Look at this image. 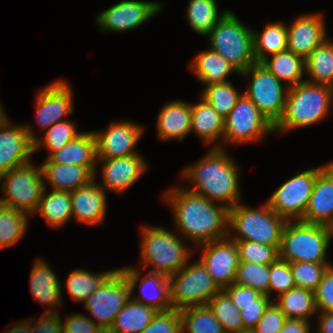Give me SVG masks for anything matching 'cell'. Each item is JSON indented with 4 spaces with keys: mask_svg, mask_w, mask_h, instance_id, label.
<instances>
[{
    "mask_svg": "<svg viewBox=\"0 0 333 333\" xmlns=\"http://www.w3.org/2000/svg\"><path fill=\"white\" fill-rule=\"evenodd\" d=\"M174 214L178 234L197 246L228 237V210L225 206L173 186L163 194ZM217 204V205H216Z\"/></svg>",
    "mask_w": 333,
    "mask_h": 333,
    "instance_id": "obj_1",
    "label": "cell"
},
{
    "mask_svg": "<svg viewBox=\"0 0 333 333\" xmlns=\"http://www.w3.org/2000/svg\"><path fill=\"white\" fill-rule=\"evenodd\" d=\"M227 153L221 148H210L200 161L181 173L183 180L192 184L185 189L230 209L241 202L240 172L235 159Z\"/></svg>",
    "mask_w": 333,
    "mask_h": 333,
    "instance_id": "obj_2",
    "label": "cell"
},
{
    "mask_svg": "<svg viewBox=\"0 0 333 333\" xmlns=\"http://www.w3.org/2000/svg\"><path fill=\"white\" fill-rule=\"evenodd\" d=\"M332 103V87L307 81L298 83L288 89L284 112L274 131L285 133L314 125L328 115Z\"/></svg>",
    "mask_w": 333,
    "mask_h": 333,
    "instance_id": "obj_3",
    "label": "cell"
},
{
    "mask_svg": "<svg viewBox=\"0 0 333 333\" xmlns=\"http://www.w3.org/2000/svg\"><path fill=\"white\" fill-rule=\"evenodd\" d=\"M141 265L152 266L151 272L162 273L171 276L177 273L192 256L191 248L183 242L182 237L177 236L167 229L154 226L141 227ZM183 240V241H182Z\"/></svg>",
    "mask_w": 333,
    "mask_h": 333,
    "instance_id": "obj_4",
    "label": "cell"
},
{
    "mask_svg": "<svg viewBox=\"0 0 333 333\" xmlns=\"http://www.w3.org/2000/svg\"><path fill=\"white\" fill-rule=\"evenodd\" d=\"M333 231L323 225L301 220L287 221L282 231L279 258L291 262H327L326 252Z\"/></svg>",
    "mask_w": 333,
    "mask_h": 333,
    "instance_id": "obj_5",
    "label": "cell"
},
{
    "mask_svg": "<svg viewBox=\"0 0 333 333\" xmlns=\"http://www.w3.org/2000/svg\"><path fill=\"white\" fill-rule=\"evenodd\" d=\"M286 222L266 202L260 209L247 207L239 202L228 210V237L234 241L280 245ZM232 230L236 231L235 236L231 235Z\"/></svg>",
    "mask_w": 333,
    "mask_h": 333,
    "instance_id": "obj_6",
    "label": "cell"
},
{
    "mask_svg": "<svg viewBox=\"0 0 333 333\" xmlns=\"http://www.w3.org/2000/svg\"><path fill=\"white\" fill-rule=\"evenodd\" d=\"M209 49L226 59L239 74L256 63L253 53V30L228 10L206 35Z\"/></svg>",
    "mask_w": 333,
    "mask_h": 333,
    "instance_id": "obj_7",
    "label": "cell"
},
{
    "mask_svg": "<svg viewBox=\"0 0 333 333\" xmlns=\"http://www.w3.org/2000/svg\"><path fill=\"white\" fill-rule=\"evenodd\" d=\"M0 183L3 185L2 192L5 193L4 196H0V205L34 217L45 189L41 166L36 167L30 162L14 168L0 175Z\"/></svg>",
    "mask_w": 333,
    "mask_h": 333,
    "instance_id": "obj_8",
    "label": "cell"
},
{
    "mask_svg": "<svg viewBox=\"0 0 333 333\" xmlns=\"http://www.w3.org/2000/svg\"><path fill=\"white\" fill-rule=\"evenodd\" d=\"M172 309L205 306L221 289L214 282L200 260L187 263L177 273L169 276Z\"/></svg>",
    "mask_w": 333,
    "mask_h": 333,
    "instance_id": "obj_9",
    "label": "cell"
},
{
    "mask_svg": "<svg viewBox=\"0 0 333 333\" xmlns=\"http://www.w3.org/2000/svg\"><path fill=\"white\" fill-rule=\"evenodd\" d=\"M243 77H251L247 89L243 92L275 126L280 120L288 92L283 83L278 80L264 65L254 63L240 74Z\"/></svg>",
    "mask_w": 333,
    "mask_h": 333,
    "instance_id": "obj_10",
    "label": "cell"
},
{
    "mask_svg": "<svg viewBox=\"0 0 333 333\" xmlns=\"http://www.w3.org/2000/svg\"><path fill=\"white\" fill-rule=\"evenodd\" d=\"M273 132L274 126L243 93L224 119L222 142L236 145L260 142L266 134Z\"/></svg>",
    "mask_w": 333,
    "mask_h": 333,
    "instance_id": "obj_11",
    "label": "cell"
},
{
    "mask_svg": "<svg viewBox=\"0 0 333 333\" xmlns=\"http://www.w3.org/2000/svg\"><path fill=\"white\" fill-rule=\"evenodd\" d=\"M131 299L130 285L116 270L83 303L85 309L94 316L93 321L100 329L110 330L116 315Z\"/></svg>",
    "mask_w": 333,
    "mask_h": 333,
    "instance_id": "obj_12",
    "label": "cell"
},
{
    "mask_svg": "<svg viewBox=\"0 0 333 333\" xmlns=\"http://www.w3.org/2000/svg\"><path fill=\"white\" fill-rule=\"evenodd\" d=\"M326 166L304 170L284 182L266 203L286 221L302 220L317 174Z\"/></svg>",
    "mask_w": 333,
    "mask_h": 333,
    "instance_id": "obj_13",
    "label": "cell"
},
{
    "mask_svg": "<svg viewBox=\"0 0 333 333\" xmlns=\"http://www.w3.org/2000/svg\"><path fill=\"white\" fill-rule=\"evenodd\" d=\"M162 8L160 2L121 0L100 12L95 19L103 31L128 32L146 23Z\"/></svg>",
    "mask_w": 333,
    "mask_h": 333,
    "instance_id": "obj_14",
    "label": "cell"
},
{
    "mask_svg": "<svg viewBox=\"0 0 333 333\" xmlns=\"http://www.w3.org/2000/svg\"><path fill=\"white\" fill-rule=\"evenodd\" d=\"M37 139L31 125H12L7 118L0 126V175L32 162Z\"/></svg>",
    "mask_w": 333,
    "mask_h": 333,
    "instance_id": "obj_15",
    "label": "cell"
},
{
    "mask_svg": "<svg viewBox=\"0 0 333 333\" xmlns=\"http://www.w3.org/2000/svg\"><path fill=\"white\" fill-rule=\"evenodd\" d=\"M145 128L132 121H112L105 131H93L96 140L97 159L140 154L135 146L142 137Z\"/></svg>",
    "mask_w": 333,
    "mask_h": 333,
    "instance_id": "obj_16",
    "label": "cell"
},
{
    "mask_svg": "<svg viewBox=\"0 0 333 333\" xmlns=\"http://www.w3.org/2000/svg\"><path fill=\"white\" fill-rule=\"evenodd\" d=\"M199 259L217 286L223 290L234 284L239 256L236 242L229 237L199 245Z\"/></svg>",
    "mask_w": 333,
    "mask_h": 333,
    "instance_id": "obj_17",
    "label": "cell"
},
{
    "mask_svg": "<svg viewBox=\"0 0 333 333\" xmlns=\"http://www.w3.org/2000/svg\"><path fill=\"white\" fill-rule=\"evenodd\" d=\"M119 270L130 285L131 299L133 301L151 306L157 311L172 309L170 301V281L168 276L151 271H148L145 276H141V271L134 266H125L119 268ZM139 283L140 294H142V296L139 295L136 297L134 296V290H136V285H139Z\"/></svg>",
    "mask_w": 333,
    "mask_h": 333,
    "instance_id": "obj_18",
    "label": "cell"
},
{
    "mask_svg": "<svg viewBox=\"0 0 333 333\" xmlns=\"http://www.w3.org/2000/svg\"><path fill=\"white\" fill-rule=\"evenodd\" d=\"M73 95L70 85L61 79L40 90L35 102V117L41 129L46 131L53 124L64 120V116L72 114Z\"/></svg>",
    "mask_w": 333,
    "mask_h": 333,
    "instance_id": "obj_19",
    "label": "cell"
},
{
    "mask_svg": "<svg viewBox=\"0 0 333 333\" xmlns=\"http://www.w3.org/2000/svg\"><path fill=\"white\" fill-rule=\"evenodd\" d=\"M103 163L101 168L102 183H98L105 191L124 193L130 189L143 175L148 164L140 154L111 159H97Z\"/></svg>",
    "mask_w": 333,
    "mask_h": 333,
    "instance_id": "obj_20",
    "label": "cell"
},
{
    "mask_svg": "<svg viewBox=\"0 0 333 333\" xmlns=\"http://www.w3.org/2000/svg\"><path fill=\"white\" fill-rule=\"evenodd\" d=\"M287 27V50L304 60L327 37L323 13L301 14Z\"/></svg>",
    "mask_w": 333,
    "mask_h": 333,
    "instance_id": "obj_21",
    "label": "cell"
},
{
    "mask_svg": "<svg viewBox=\"0 0 333 333\" xmlns=\"http://www.w3.org/2000/svg\"><path fill=\"white\" fill-rule=\"evenodd\" d=\"M94 175L88 185L70 192L72 218L77 223L86 225L102 224L107 212L106 191L98 185Z\"/></svg>",
    "mask_w": 333,
    "mask_h": 333,
    "instance_id": "obj_22",
    "label": "cell"
},
{
    "mask_svg": "<svg viewBox=\"0 0 333 333\" xmlns=\"http://www.w3.org/2000/svg\"><path fill=\"white\" fill-rule=\"evenodd\" d=\"M301 221L327 227L333 223V163H327L317 174Z\"/></svg>",
    "mask_w": 333,
    "mask_h": 333,
    "instance_id": "obj_23",
    "label": "cell"
},
{
    "mask_svg": "<svg viewBox=\"0 0 333 333\" xmlns=\"http://www.w3.org/2000/svg\"><path fill=\"white\" fill-rule=\"evenodd\" d=\"M62 288L58 276L44 259H35L30 273V291L34 300L49 307L46 313H59ZM55 308V309H54Z\"/></svg>",
    "mask_w": 333,
    "mask_h": 333,
    "instance_id": "obj_24",
    "label": "cell"
},
{
    "mask_svg": "<svg viewBox=\"0 0 333 333\" xmlns=\"http://www.w3.org/2000/svg\"><path fill=\"white\" fill-rule=\"evenodd\" d=\"M157 137L162 141H182L190 133L191 103L173 100L165 104L156 121Z\"/></svg>",
    "mask_w": 333,
    "mask_h": 333,
    "instance_id": "obj_25",
    "label": "cell"
},
{
    "mask_svg": "<svg viewBox=\"0 0 333 333\" xmlns=\"http://www.w3.org/2000/svg\"><path fill=\"white\" fill-rule=\"evenodd\" d=\"M47 159L56 164L87 167L94 175L97 170L96 140L93 132H81Z\"/></svg>",
    "mask_w": 333,
    "mask_h": 333,
    "instance_id": "obj_26",
    "label": "cell"
},
{
    "mask_svg": "<svg viewBox=\"0 0 333 333\" xmlns=\"http://www.w3.org/2000/svg\"><path fill=\"white\" fill-rule=\"evenodd\" d=\"M41 166L44 186L49 183L55 191H74L94 180V174L85 166L63 165L45 159Z\"/></svg>",
    "mask_w": 333,
    "mask_h": 333,
    "instance_id": "obj_27",
    "label": "cell"
},
{
    "mask_svg": "<svg viewBox=\"0 0 333 333\" xmlns=\"http://www.w3.org/2000/svg\"><path fill=\"white\" fill-rule=\"evenodd\" d=\"M199 97L198 103H191L190 132H195L206 145L215 144L211 148L224 149L225 145H221V141L223 140L225 118L218 114L205 99ZM217 140L220 141V144Z\"/></svg>",
    "mask_w": 333,
    "mask_h": 333,
    "instance_id": "obj_28",
    "label": "cell"
},
{
    "mask_svg": "<svg viewBox=\"0 0 333 333\" xmlns=\"http://www.w3.org/2000/svg\"><path fill=\"white\" fill-rule=\"evenodd\" d=\"M190 69L204 86L227 82L231 72L240 75L226 59L209 48L196 54Z\"/></svg>",
    "mask_w": 333,
    "mask_h": 333,
    "instance_id": "obj_29",
    "label": "cell"
},
{
    "mask_svg": "<svg viewBox=\"0 0 333 333\" xmlns=\"http://www.w3.org/2000/svg\"><path fill=\"white\" fill-rule=\"evenodd\" d=\"M261 64L283 84L287 83L288 88L305 81L302 79L305 73V60L289 50L275 53L270 59H264Z\"/></svg>",
    "mask_w": 333,
    "mask_h": 333,
    "instance_id": "obj_30",
    "label": "cell"
},
{
    "mask_svg": "<svg viewBox=\"0 0 333 333\" xmlns=\"http://www.w3.org/2000/svg\"><path fill=\"white\" fill-rule=\"evenodd\" d=\"M37 213L42 215L49 227L64 226L72 219L70 192L51 190L47 193L45 188L34 215Z\"/></svg>",
    "mask_w": 333,
    "mask_h": 333,
    "instance_id": "obj_31",
    "label": "cell"
},
{
    "mask_svg": "<svg viewBox=\"0 0 333 333\" xmlns=\"http://www.w3.org/2000/svg\"><path fill=\"white\" fill-rule=\"evenodd\" d=\"M284 50H287V27L284 22L268 23L262 32L253 30V53L257 63Z\"/></svg>",
    "mask_w": 333,
    "mask_h": 333,
    "instance_id": "obj_32",
    "label": "cell"
},
{
    "mask_svg": "<svg viewBox=\"0 0 333 333\" xmlns=\"http://www.w3.org/2000/svg\"><path fill=\"white\" fill-rule=\"evenodd\" d=\"M157 312L151 306L130 299L116 315L110 331L113 333H141Z\"/></svg>",
    "mask_w": 333,
    "mask_h": 333,
    "instance_id": "obj_33",
    "label": "cell"
},
{
    "mask_svg": "<svg viewBox=\"0 0 333 333\" xmlns=\"http://www.w3.org/2000/svg\"><path fill=\"white\" fill-rule=\"evenodd\" d=\"M307 82L327 85L333 88V41L325 39L305 59Z\"/></svg>",
    "mask_w": 333,
    "mask_h": 333,
    "instance_id": "obj_34",
    "label": "cell"
},
{
    "mask_svg": "<svg viewBox=\"0 0 333 333\" xmlns=\"http://www.w3.org/2000/svg\"><path fill=\"white\" fill-rule=\"evenodd\" d=\"M276 305L286 318L308 320L317 314L314 292L300 287H294L276 297Z\"/></svg>",
    "mask_w": 333,
    "mask_h": 333,
    "instance_id": "obj_35",
    "label": "cell"
},
{
    "mask_svg": "<svg viewBox=\"0 0 333 333\" xmlns=\"http://www.w3.org/2000/svg\"><path fill=\"white\" fill-rule=\"evenodd\" d=\"M227 11L218 13L216 0H189L185 15L192 30L206 36Z\"/></svg>",
    "mask_w": 333,
    "mask_h": 333,
    "instance_id": "obj_36",
    "label": "cell"
},
{
    "mask_svg": "<svg viewBox=\"0 0 333 333\" xmlns=\"http://www.w3.org/2000/svg\"><path fill=\"white\" fill-rule=\"evenodd\" d=\"M115 270L95 274L85 269H74L65 282L67 292L75 302H84Z\"/></svg>",
    "mask_w": 333,
    "mask_h": 333,
    "instance_id": "obj_37",
    "label": "cell"
},
{
    "mask_svg": "<svg viewBox=\"0 0 333 333\" xmlns=\"http://www.w3.org/2000/svg\"><path fill=\"white\" fill-rule=\"evenodd\" d=\"M28 214L0 205V248L18 243L28 229Z\"/></svg>",
    "mask_w": 333,
    "mask_h": 333,
    "instance_id": "obj_38",
    "label": "cell"
},
{
    "mask_svg": "<svg viewBox=\"0 0 333 333\" xmlns=\"http://www.w3.org/2000/svg\"><path fill=\"white\" fill-rule=\"evenodd\" d=\"M207 306L222 325L224 333L244 332L241 313L223 290L215 294Z\"/></svg>",
    "mask_w": 333,
    "mask_h": 333,
    "instance_id": "obj_39",
    "label": "cell"
},
{
    "mask_svg": "<svg viewBox=\"0 0 333 333\" xmlns=\"http://www.w3.org/2000/svg\"><path fill=\"white\" fill-rule=\"evenodd\" d=\"M183 333H224L222 325L207 305L180 311Z\"/></svg>",
    "mask_w": 333,
    "mask_h": 333,
    "instance_id": "obj_40",
    "label": "cell"
},
{
    "mask_svg": "<svg viewBox=\"0 0 333 333\" xmlns=\"http://www.w3.org/2000/svg\"><path fill=\"white\" fill-rule=\"evenodd\" d=\"M200 94L218 114L225 118L243 93L238 92L237 88L227 81L205 86Z\"/></svg>",
    "mask_w": 333,
    "mask_h": 333,
    "instance_id": "obj_41",
    "label": "cell"
},
{
    "mask_svg": "<svg viewBox=\"0 0 333 333\" xmlns=\"http://www.w3.org/2000/svg\"><path fill=\"white\" fill-rule=\"evenodd\" d=\"M44 133L43 138H38L34 142V152L45 147L44 149L47 148L49 151V156L81 134L78 133L75 124L66 119L53 124Z\"/></svg>",
    "mask_w": 333,
    "mask_h": 333,
    "instance_id": "obj_42",
    "label": "cell"
},
{
    "mask_svg": "<svg viewBox=\"0 0 333 333\" xmlns=\"http://www.w3.org/2000/svg\"><path fill=\"white\" fill-rule=\"evenodd\" d=\"M270 265L239 262L234 284L250 287L268 296Z\"/></svg>",
    "mask_w": 333,
    "mask_h": 333,
    "instance_id": "obj_43",
    "label": "cell"
},
{
    "mask_svg": "<svg viewBox=\"0 0 333 333\" xmlns=\"http://www.w3.org/2000/svg\"><path fill=\"white\" fill-rule=\"evenodd\" d=\"M296 287L315 291L324 272L332 264L329 262H291L289 263Z\"/></svg>",
    "mask_w": 333,
    "mask_h": 333,
    "instance_id": "obj_44",
    "label": "cell"
},
{
    "mask_svg": "<svg viewBox=\"0 0 333 333\" xmlns=\"http://www.w3.org/2000/svg\"><path fill=\"white\" fill-rule=\"evenodd\" d=\"M239 262L270 265L279 257L280 245H263L254 241H235Z\"/></svg>",
    "mask_w": 333,
    "mask_h": 333,
    "instance_id": "obj_45",
    "label": "cell"
},
{
    "mask_svg": "<svg viewBox=\"0 0 333 333\" xmlns=\"http://www.w3.org/2000/svg\"><path fill=\"white\" fill-rule=\"evenodd\" d=\"M296 287L290 265L279 257L270 264V279L268 286V297L277 292V297Z\"/></svg>",
    "mask_w": 333,
    "mask_h": 333,
    "instance_id": "obj_46",
    "label": "cell"
},
{
    "mask_svg": "<svg viewBox=\"0 0 333 333\" xmlns=\"http://www.w3.org/2000/svg\"><path fill=\"white\" fill-rule=\"evenodd\" d=\"M141 333H183L180 311H158L150 324Z\"/></svg>",
    "mask_w": 333,
    "mask_h": 333,
    "instance_id": "obj_47",
    "label": "cell"
},
{
    "mask_svg": "<svg viewBox=\"0 0 333 333\" xmlns=\"http://www.w3.org/2000/svg\"><path fill=\"white\" fill-rule=\"evenodd\" d=\"M314 295L318 312H333V265L324 272Z\"/></svg>",
    "mask_w": 333,
    "mask_h": 333,
    "instance_id": "obj_48",
    "label": "cell"
},
{
    "mask_svg": "<svg viewBox=\"0 0 333 333\" xmlns=\"http://www.w3.org/2000/svg\"><path fill=\"white\" fill-rule=\"evenodd\" d=\"M286 319V316L274 300L265 310V313L252 331L254 333H279Z\"/></svg>",
    "mask_w": 333,
    "mask_h": 333,
    "instance_id": "obj_49",
    "label": "cell"
},
{
    "mask_svg": "<svg viewBox=\"0 0 333 333\" xmlns=\"http://www.w3.org/2000/svg\"><path fill=\"white\" fill-rule=\"evenodd\" d=\"M273 301L267 295L262 294L257 299V305L243 307L240 313L244 324V331H252L256 327L265 310Z\"/></svg>",
    "mask_w": 333,
    "mask_h": 333,
    "instance_id": "obj_50",
    "label": "cell"
},
{
    "mask_svg": "<svg viewBox=\"0 0 333 333\" xmlns=\"http://www.w3.org/2000/svg\"><path fill=\"white\" fill-rule=\"evenodd\" d=\"M223 291L229 296L232 303L239 311H241L244 306L257 305V299L262 295L260 292L250 287L237 284H232L224 288Z\"/></svg>",
    "mask_w": 333,
    "mask_h": 333,
    "instance_id": "obj_51",
    "label": "cell"
},
{
    "mask_svg": "<svg viewBox=\"0 0 333 333\" xmlns=\"http://www.w3.org/2000/svg\"><path fill=\"white\" fill-rule=\"evenodd\" d=\"M85 314H72L66 317L62 322L64 333H100V329L91 319Z\"/></svg>",
    "mask_w": 333,
    "mask_h": 333,
    "instance_id": "obj_52",
    "label": "cell"
},
{
    "mask_svg": "<svg viewBox=\"0 0 333 333\" xmlns=\"http://www.w3.org/2000/svg\"><path fill=\"white\" fill-rule=\"evenodd\" d=\"M36 321V322H35ZM32 333H64L58 313H43L38 320L30 318Z\"/></svg>",
    "mask_w": 333,
    "mask_h": 333,
    "instance_id": "obj_53",
    "label": "cell"
},
{
    "mask_svg": "<svg viewBox=\"0 0 333 333\" xmlns=\"http://www.w3.org/2000/svg\"><path fill=\"white\" fill-rule=\"evenodd\" d=\"M311 324L308 320L289 319L284 322L279 333H311Z\"/></svg>",
    "mask_w": 333,
    "mask_h": 333,
    "instance_id": "obj_54",
    "label": "cell"
},
{
    "mask_svg": "<svg viewBox=\"0 0 333 333\" xmlns=\"http://www.w3.org/2000/svg\"><path fill=\"white\" fill-rule=\"evenodd\" d=\"M316 333H333V312H320Z\"/></svg>",
    "mask_w": 333,
    "mask_h": 333,
    "instance_id": "obj_55",
    "label": "cell"
},
{
    "mask_svg": "<svg viewBox=\"0 0 333 333\" xmlns=\"http://www.w3.org/2000/svg\"><path fill=\"white\" fill-rule=\"evenodd\" d=\"M11 328V329H10ZM3 333H32L30 319H24L22 322L19 321L14 324V326H9L8 330H5Z\"/></svg>",
    "mask_w": 333,
    "mask_h": 333,
    "instance_id": "obj_56",
    "label": "cell"
},
{
    "mask_svg": "<svg viewBox=\"0 0 333 333\" xmlns=\"http://www.w3.org/2000/svg\"><path fill=\"white\" fill-rule=\"evenodd\" d=\"M7 117L8 116H6V113L4 112V109L2 108V105L0 103V126L7 119Z\"/></svg>",
    "mask_w": 333,
    "mask_h": 333,
    "instance_id": "obj_57",
    "label": "cell"
},
{
    "mask_svg": "<svg viewBox=\"0 0 333 333\" xmlns=\"http://www.w3.org/2000/svg\"><path fill=\"white\" fill-rule=\"evenodd\" d=\"M100 333H113V332H111L110 330H101Z\"/></svg>",
    "mask_w": 333,
    "mask_h": 333,
    "instance_id": "obj_58",
    "label": "cell"
},
{
    "mask_svg": "<svg viewBox=\"0 0 333 333\" xmlns=\"http://www.w3.org/2000/svg\"><path fill=\"white\" fill-rule=\"evenodd\" d=\"M243 333H254L253 331H244Z\"/></svg>",
    "mask_w": 333,
    "mask_h": 333,
    "instance_id": "obj_59",
    "label": "cell"
},
{
    "mask_svg": "<svg viewBox=\"0 0 333 333\" xmlns=\"http://www.w3.org/2000/svg\"><path fill=\"white\" fill-rule=\"evenodd\" d=\"M329 228L333 231V223L331 224V226Z\"/></svg>",
    "mask_w": 333,
    "mask_h": 333,
    "instance_id": "obj_60",
    "label": "cell"
}]
</instances>
